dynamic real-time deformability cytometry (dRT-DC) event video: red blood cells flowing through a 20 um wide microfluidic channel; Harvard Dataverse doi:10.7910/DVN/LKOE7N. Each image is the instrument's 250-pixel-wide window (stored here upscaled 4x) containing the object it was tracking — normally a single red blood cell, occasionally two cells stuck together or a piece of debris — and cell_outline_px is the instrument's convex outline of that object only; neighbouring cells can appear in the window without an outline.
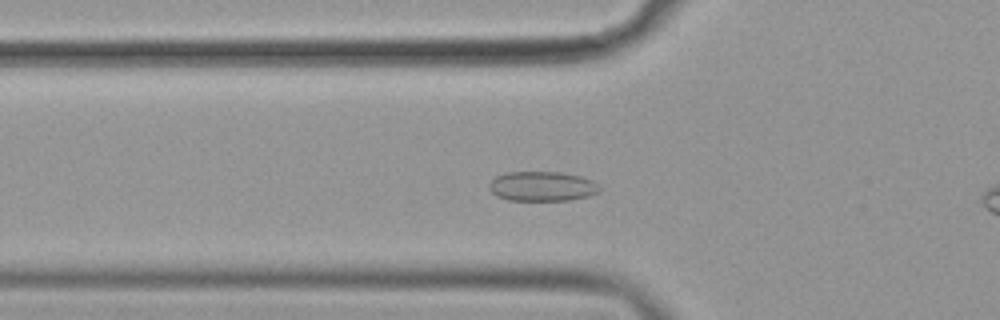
{"species": "common noctule bat (a hibernating species)", "species_latin": "Nyctalus noctula", "temperature_condition": "cold", "stored_images_in_passage": 48, "camera_frame_rate_fps": 3000, "um_per_image_px": 0.085, "animal": {"sex": "female", "body_mass_g": 19.9}, "frame": {"image": 1, "passage_image": 18, "time_ms": 5.667, "image_size_px": [1000, 320], "cell_outline_px": [[600, 192], [588, 196], [568, 200], [508, 200], [496, 196], [488, 188], [488, 184], [496, 176], [508, 172], [560, 172], [580, 176], [592, 180], [600, 188]], "centroid_in_image_um": [46.06, 15.83], "position_along_channel_um": 79.7, "area_um2": 19.07}}
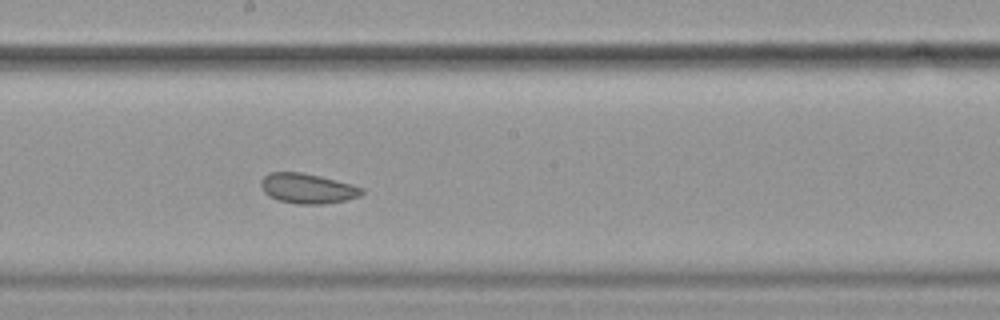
{"frame": {"image": 2, "passage_image": 30, "time_ms": 9.667, "image_size_px": [1000, 320], "cell_outline_px": [[364, 192], [360, 196], [344, 200], [324, 204], [296, 204], [276, 200], [268, 196], [264, 192], [260, 184], [260, 180], [268, 172], [300, 172], [320, 176], [352, 184], [364, 188]], "centroid_in_image_um": [26.11, 16.02], "position_along_channel_um": 222.1, "area_um2": 17.8}}
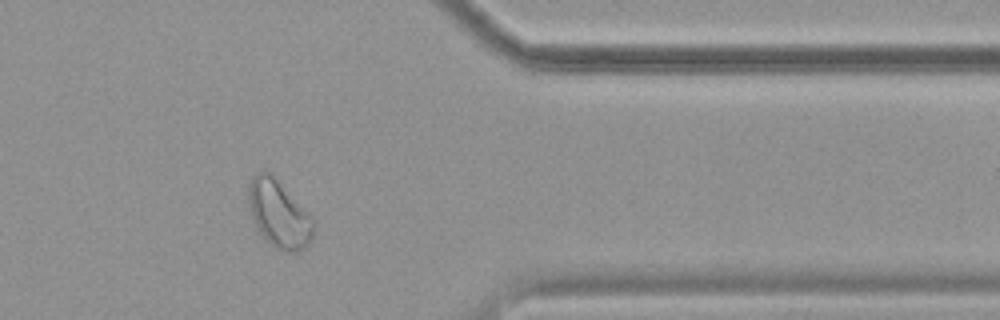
{"frame": {"image": 3, "passage_image": 45, "time_ms": 14.667, "image_size_px": [1000, 320], "cell_outline_px": [[312, 240], [304, 248], [296, 252], [288, 252], [276, 248], [264, 240], [248, 208], [248, 188], [252, 176], [256, 172], [268, 172], [312, 216]], "centroid_in_image_um": [23.68, 18.22], "position_along_channel_um": 387.7, "area_um2": 24.97}, "authors_computed_cell_mechanics": {"area_um2": 19.3919, "velocity_mm_per_s": 3.5617, "shape_relaxation_time_tau1_ms": null, "shape_relaxation_time_tau2_ms": 3.0101, "deformation_change_tau1": null, "deformation_change_tau2": 0.068}}